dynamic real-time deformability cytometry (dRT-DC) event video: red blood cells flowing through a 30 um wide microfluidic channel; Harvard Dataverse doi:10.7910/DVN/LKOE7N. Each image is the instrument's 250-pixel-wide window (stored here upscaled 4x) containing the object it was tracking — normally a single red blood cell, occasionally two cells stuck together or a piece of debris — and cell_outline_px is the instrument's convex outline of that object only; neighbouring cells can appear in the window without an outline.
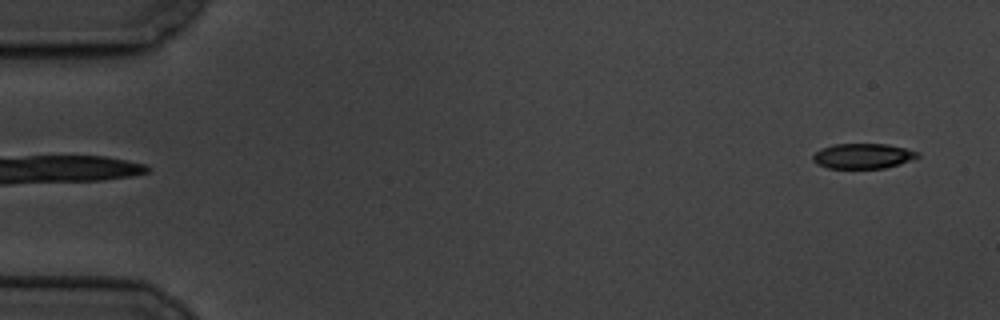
{"species": "common noctule bat (a hibernating species)", "species_latin": "Nyctalus noctula", "temperature_condition": "cold", "stored_images_in_passage": 5, "segment_of_instrument_passage": [2, 2], "camera_frame_rate_fps": 3000, "um_per_image_px": 0.085, "animal": {"sex": "male", "body_mass_g": 19.5, "forearm_length_mm": 54.6}, "frame": {"image": 1, "passage_image": 5, "time_ms": 5.333, "image_size_px": [1000, 320], "cell_outline_px": [[920, 156], [884, 168], [828, 168], [816, 164], [812, 160], [812, 156], [820, 148], [832, 144], [888, 144], [920, 152]], "centroid_in_image_um": [73.29, 13.25], "position_along_channel_um": 11.7, "area_um2": 15.26}}